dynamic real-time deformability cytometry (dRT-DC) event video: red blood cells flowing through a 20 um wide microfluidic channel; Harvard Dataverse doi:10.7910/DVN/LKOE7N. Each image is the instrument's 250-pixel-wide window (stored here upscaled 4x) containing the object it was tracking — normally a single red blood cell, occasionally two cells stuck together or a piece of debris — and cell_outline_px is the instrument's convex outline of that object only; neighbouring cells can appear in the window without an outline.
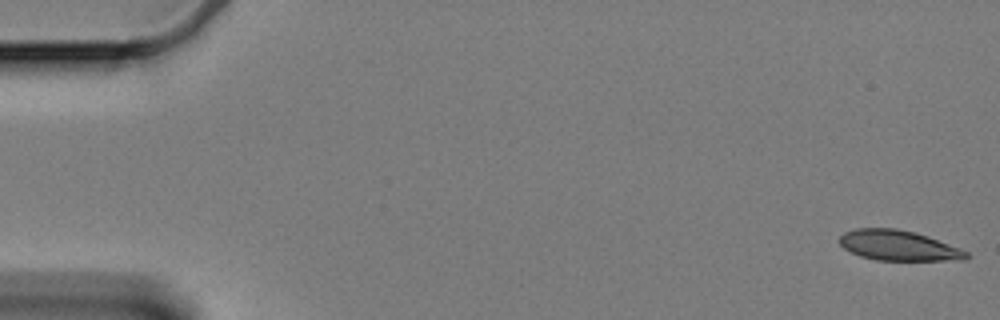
{"species": "Egyptian fruit bat (a non-hibernating species)", "species_latin": "Rousettus aegyptiacus", "temperature_condition": "cold", "stored_images_in_passage": 15, "camera_frame_rate_fps": 3000, "um_per_image_px": 0.085, "animal": {"sex": "female"}, "frame": {"image": 1, "passage_image": 1, "time_ms": 0.0, "image_size_px": [1000, 320], "cell_outline_px": [[968, 256], [964, 260], [876, 260], [860, 256], [844, 248], [840, 244], [840, 236], [844, 232], [856, 228], [896, 228], [928, 236], [960, 248], [968, 252]], "centroid_in_image_um": [76.36, 20.86], "position_along_channel_um": 8.6, "area_um2": 22.2}}
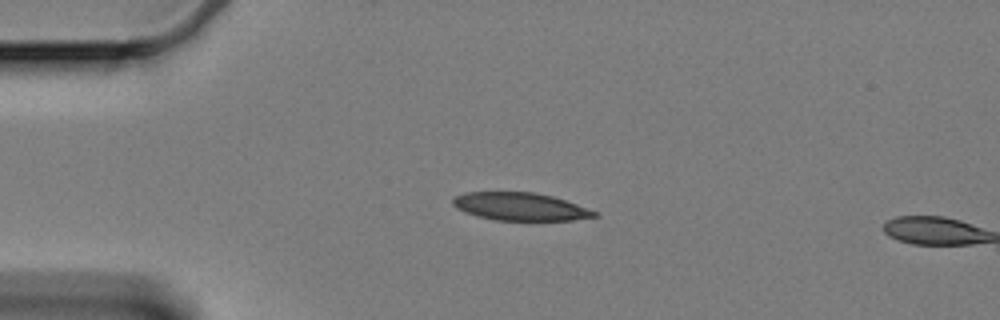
{"frame": {"image": 2, "passage_image": 14, "time_ms": 4.333, "image_size_px": [1000, 320], "cell_outline_px": [[600, 216], [572, 220], [496, 220], [476, 216], [464, 212], [456, 208], [452, 204], [452, 200], [456, 196], [464, 192], [536, 192], [552, 196], [576, 204], [596, 212]], "centroid_in_image_um": [44.18, 17.56], "position_along_channel_um": 40.8, "area_um2": 22.89}}